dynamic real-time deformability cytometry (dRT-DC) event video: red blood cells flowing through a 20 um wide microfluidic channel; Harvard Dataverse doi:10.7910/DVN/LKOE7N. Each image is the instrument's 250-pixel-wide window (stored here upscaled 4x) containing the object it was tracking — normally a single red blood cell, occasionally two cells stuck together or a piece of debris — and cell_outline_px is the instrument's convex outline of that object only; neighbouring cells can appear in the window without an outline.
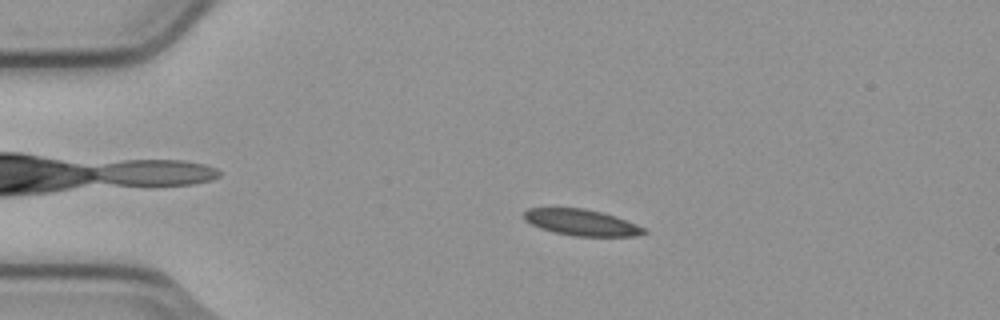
{"species": "common noctule bat (a hibernating species)", "species_latin": "Nyctalus noctula", "temperature_condition": "cold", "stored_images_in_passage": 4, "camera_frame_rate_fps": 3000, "um_per_image_px": 0.085, "animal": {"sex": "male", "body_mass_g": 23.1, "forearm_length_mm": 52.7}, "frame": {"image": 1, "passage_image": 3, "time_ms": 0.667, "image_size_px": [1000, 320], "cell_outline_px": [[648, 232], [636, 236], [572, 236], [552, 232], [540, 228], [524, 220], [524, 212], [528, 208], [584, 208], [616, 216], [636, 224], [644, 228]], "centroid_in_image_um": [49.42, 18.91], "position_along_channel_um": 35.6, "area_um2": 18.32}}